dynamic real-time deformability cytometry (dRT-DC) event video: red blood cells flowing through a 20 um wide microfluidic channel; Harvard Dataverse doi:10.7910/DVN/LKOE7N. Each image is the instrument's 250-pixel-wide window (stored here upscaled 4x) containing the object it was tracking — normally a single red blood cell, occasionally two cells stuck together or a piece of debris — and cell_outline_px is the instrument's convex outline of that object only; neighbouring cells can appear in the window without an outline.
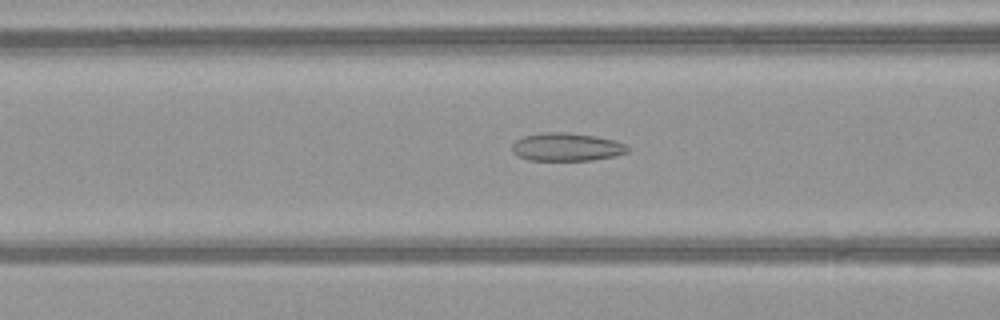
{"species": "common noctule bat (a hibernating species)", "species_latin": "Nyctalus noctula", "temperature_condition": "warm", "stored_images_in_passage": 37, "camera_frame_rate_fps": 3000, "um_per_image_px": 0.085, "animal": {"sex": "female", "body_mass_g": 21.9}, "frame": {"image": 1, "passage_image": 10, "time_ms": 3.0, "image_size_px": [1000, 320], "cell_outline_px": [[628, 152], [616, 156], [592, 160], [528, 160], [512, 152], [512, 144], [516, 140], [524, 136], [540, 132], [568, 132], [596, 136], [616, 140], [624, 144], [628, 148]], "centroid_in_image_um": [48.16, 12.48], "position_along_channel_um": 118.4, "area_um2": 19.02}}
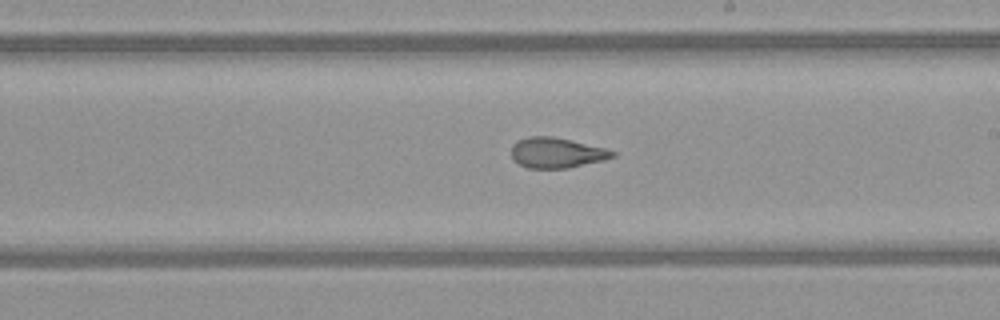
{"frame": {"image": 2, "passage_image": 19, "time_ms": 6.0, "image_size_px": [1000, 320], "cell_outline_px": [[616, 156], [604, 160], [568, 168], [528, 168], [512, 160], [512, 144], [528, 136], [552, 136], [608, 148], [616, 152]], "centroid_in_image_um": [47.34, 12.98], "position_along_channel_um": 241.7, "area_um2": 17.98}}
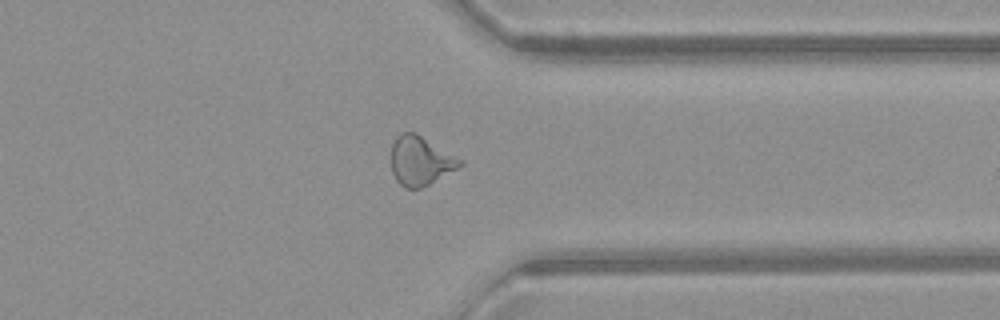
{"frame": {"image": 3, "passage_image": 29, "time_ms": 9.333, "image_size_px": [1000, 320], "cell_outline_px": [[464, 164], [428, 184], [420, 188], [404, 188], [396, 180], [392, 172], [392, 144], [396, 136], [400, 132], [416, 132], [464, 160]], "centroid_in_image_um": [35.73, 13.64], "position_along_channel_um": 375.7, "area_um2": 19.65}, "authors_computed_cell_mechanics": {"area_um2": 18.7272, "velocity_mm_per_s": 4.104, "shape_relaxation_time_tau1_ms": null, "shape_relaxation_time_tau2_ms": 1.5277, "deformation_change_tau1": null, "deformation_change_tau2": 0.0966}}